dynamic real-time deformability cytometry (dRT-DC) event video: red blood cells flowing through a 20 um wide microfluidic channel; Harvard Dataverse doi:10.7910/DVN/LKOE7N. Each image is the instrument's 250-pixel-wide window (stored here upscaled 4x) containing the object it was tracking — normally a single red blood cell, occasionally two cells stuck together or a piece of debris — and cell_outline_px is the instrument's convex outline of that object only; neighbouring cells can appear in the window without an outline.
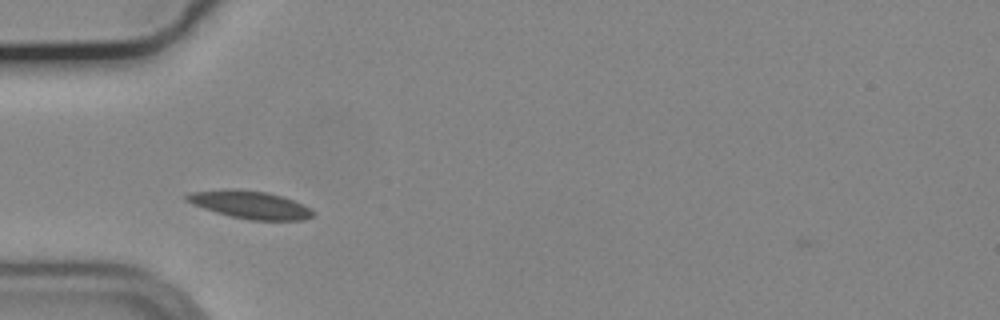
{"species": "common noctule bat (a hibernating species)", "species_latin": "Nyctalus noctula", "temperature_condition": "cold", "stored_images_in_passage": 4, "camera_frame_rate_fps": 3000, "um_per_image_px": 0.085, "animal": {"sex": "male", "body_mass_g": 19.2, "forearm_length_mm": 51.8}, "frame": {"image": 1, "passage_image": 1, "time_ms": 0.0, "image_size_px": [1000, 320], "cell_outline_px": [[316, 216], [304, 220], [252, 220], [232, 216], [216, 212], [204, 208], [184, 200], [184, 196], [188, 192], [232, 188], [268, 192], [284, 196], [304, 204], [312, 208], [316, 212]], "centroid_in_image_um": [21.32, 17.39], "position_along_channel_um": 63.7, "area_um2": 20.75}}